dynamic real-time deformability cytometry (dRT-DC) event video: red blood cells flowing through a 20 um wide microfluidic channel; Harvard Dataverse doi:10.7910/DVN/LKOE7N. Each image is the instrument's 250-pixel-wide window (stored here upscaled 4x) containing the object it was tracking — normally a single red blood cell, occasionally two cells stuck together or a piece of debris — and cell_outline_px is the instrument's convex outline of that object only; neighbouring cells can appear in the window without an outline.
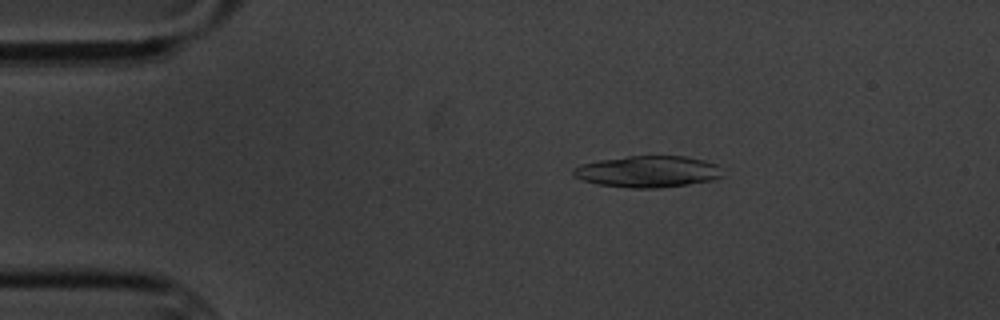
{"species": "common noctule bat (a hibernating species)", "species_latin": "Nyctalus noctula", "temperature_condition": "cold", "stored_images_in_passage": 4, "camera_frame_rate_fps": 3000, "um_per_image_px": 0.085, "animal": {"sex": "male", "body_mass_g": 20.1, "forearm_length_mm": 53.5}, "frame": {"image": 1, "passage_image": 2, "time_ms": 1.333, "image_size_px": [1000, 320], "cell_outline_px": [[724, 176], [712, 180], [688, 184], [656, 188], [632, 188], [596, 184], [580, 180], [572, 176], [572, 168], [580, 164], [600, 160], [628, 156], [684, 156], [704, 160], [716, 164]], "centroid_in_image_um": [55.01, 14.59], "position_along_channel_um": 30.0, "area_um2": 27.51}}